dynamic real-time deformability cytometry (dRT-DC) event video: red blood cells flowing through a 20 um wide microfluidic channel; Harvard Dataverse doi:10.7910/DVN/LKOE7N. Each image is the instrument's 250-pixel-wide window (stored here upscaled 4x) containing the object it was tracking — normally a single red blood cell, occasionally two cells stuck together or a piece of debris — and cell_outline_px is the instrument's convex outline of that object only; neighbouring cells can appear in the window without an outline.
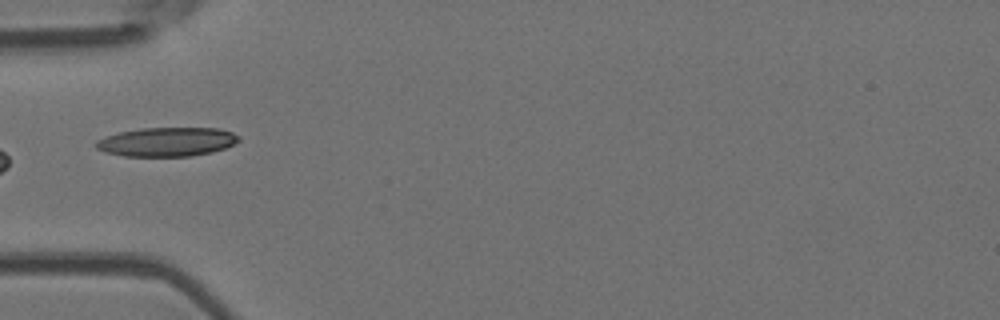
{"species": "Egyptian fruit bat (a non-hibernating species)", "species_latin": "Rousettus aegyptiacus", "temperature_condition": "room temperature", "stored_images_in_passage": 6, "camera_frame_rate_fps": 3000, "um_per_image_px": 0.085, "animal": {"sex": "female"}, "frame": {"image": 1, "passage_image": 5, "time_ms": 5.667, "image_size_px": [1000, 320], "cell_outline_px": [[240, 140], [224, 148], [212, 152], [192, 156], [124, 156], [108, 152], [96, 148], [92, 144], [96, 140], [120, 132], [140, 128], [220, 128], [232, 132], [240, 136]], "centroid_in_image_um": [14.19, 12.05], "position_along_channel_um": 70.8, "area_um2": 24.1}}
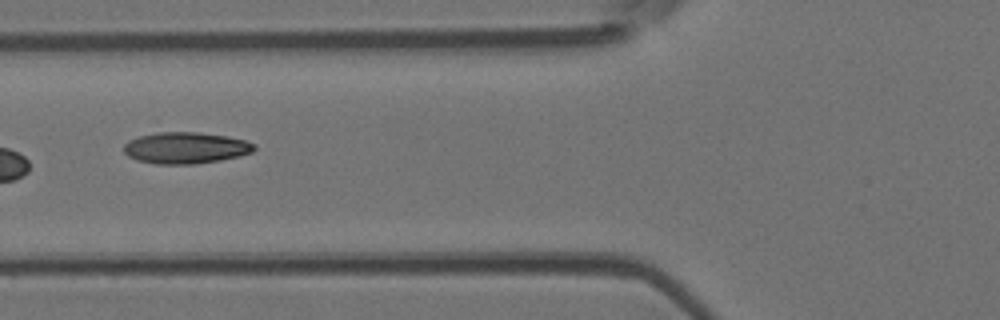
{"frame": {"image": 2, "passage_image": 6, "time_ms": 6.667, "image_size_px": [1000, 320], "cell_outline_px": [[256, 148], [252, 152], [240, 156], [220, 160], [196, 164], [156, 164], [136, 160], [128, 156], [124, 152], [124, 144], [128, 140], [140, 136], [160, 132], [196, 132], [224, 136], [244, 140], [256, 144]], "centroid_in_image_um": [15.77, 12.58], "position_along_channel_um": 110.0, "area_um2": 23.87}}